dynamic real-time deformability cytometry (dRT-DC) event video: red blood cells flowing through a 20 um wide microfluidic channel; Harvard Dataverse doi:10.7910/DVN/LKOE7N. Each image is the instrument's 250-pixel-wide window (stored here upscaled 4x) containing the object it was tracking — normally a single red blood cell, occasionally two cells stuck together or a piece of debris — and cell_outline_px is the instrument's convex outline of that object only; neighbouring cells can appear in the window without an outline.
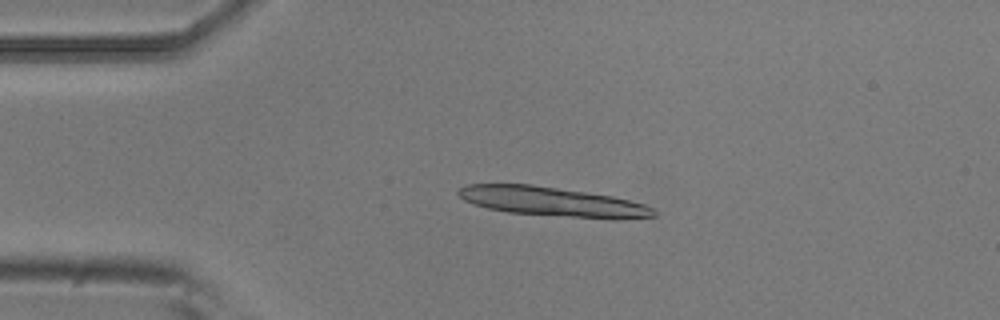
{"species": "common noctule bat (a hibernating species)", "species_latin": "Nyctalus noctula", "temperature_condition": "room temperature", "stored_images_in_passage": 5, "camera_frame_rate_fps": 3000, "um_per_image_px": 0.085, "animal": {"sex": "male", "body_mass_g": 20.5, "forearm_length_mm": 52.5}, "frame": {"image": 1, "passage_image": 4, "time_ms": 1.0, "image_size_px": [1000, 320], "cell_outline_px": [[656, 216], [616, 220], [612, 220], [508, 212], [488, 208], [472, 204], [464, 200], [456, 192], [464, 184], [532, 184], [612, 196], [644, 204], [652, 208], [656, 212]], "centroid_in_image_um": [46.96, 17.15], "position_along_channel_um": 38.0, "area_um2": 33.52}}